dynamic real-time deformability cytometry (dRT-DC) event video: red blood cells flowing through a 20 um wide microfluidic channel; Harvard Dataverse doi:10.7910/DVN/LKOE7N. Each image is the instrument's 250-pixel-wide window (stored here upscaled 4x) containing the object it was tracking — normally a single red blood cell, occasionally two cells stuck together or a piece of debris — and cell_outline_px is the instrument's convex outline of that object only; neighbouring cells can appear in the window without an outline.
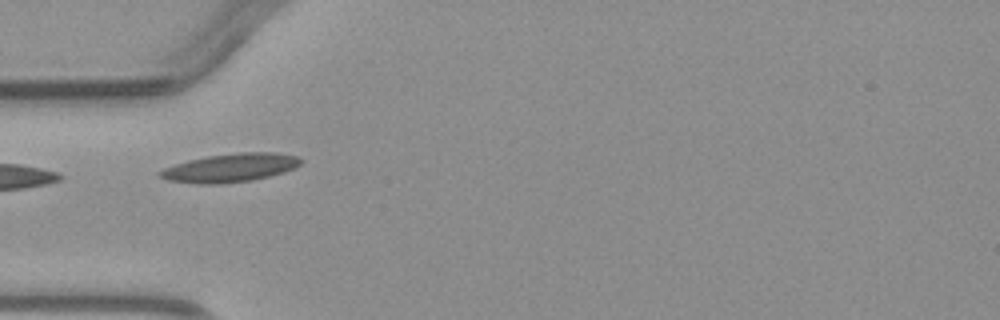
{"species": "common noctule bat (a hibernating species)", "species_latin": "Nyctalus noctula", "temperature_condition": "warm", "stored_images_in_passage": 4, "camera_frame_rate_fps": 3000, "um_per_image_px": 0.085, "animal": {"sex": "male", "body_mass_g": 23.1, "forearm_length_mm": 52.7}, "frame": {"image": 1, "passage_image": 3, "time_ms": 2.333, "image_size_px": [1000, 320], "cell_outline_px": [[304, 160], [296, 168], [284, 172], [252, 180], [220, 184], [200, 184], [168, 180], [156, 176], [156, 172], [164, 168], [188, 160], [208, 156], [240, 152], [276, 152], [296, 156]], "centroid_in_image_um": [19.57, 14.26], "position_along_channel_um": 65.4, "area_um2": 23.47}}
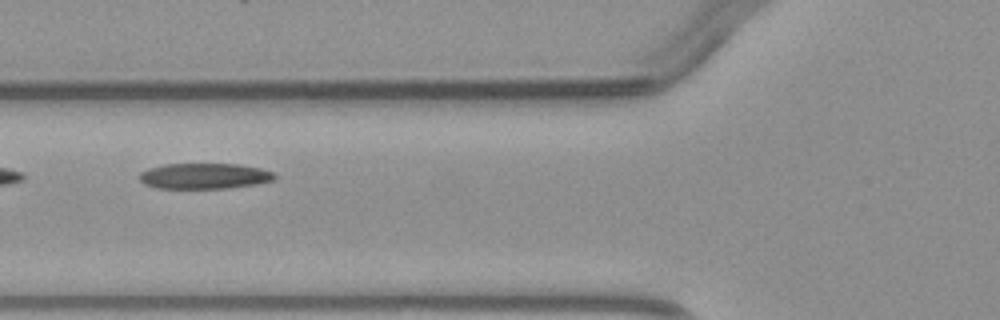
{"frame": {"image": 2, "passage_image": 4, "time_ms": 3.333, "image_size_px": [1000, 320], "cell_outline_px": [[276, 180], [256, 184], [228, 188], [156, 188], [144, 184], [136, 176], [140, 172], [148, 168], [164, 164], [240, 164], [260, 168], [276, 172]], "centroid_in_image_um": [17.38, 14.96], "position_along_channel_um": 108.4, "area_um2": 20.52}}